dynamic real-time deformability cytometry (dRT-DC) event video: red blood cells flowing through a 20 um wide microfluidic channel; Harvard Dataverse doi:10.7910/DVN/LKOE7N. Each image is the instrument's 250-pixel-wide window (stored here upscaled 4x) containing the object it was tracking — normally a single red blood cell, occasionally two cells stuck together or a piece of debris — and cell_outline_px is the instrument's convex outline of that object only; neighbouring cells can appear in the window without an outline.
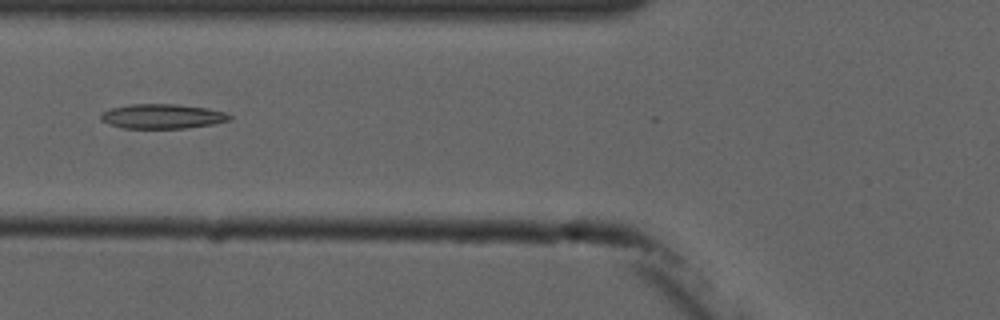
{"species": "common noctule bat (a hibernating species)", "species_latin": "Nyctalus noctula", "temperature_condition": "cold", "stored_images_in_passage": 5, "camera_frame_rate_fps": 3000, "um_per_image_px": 0.085, "animal": {"sex": "male", "forearm_length_mm": 52.5}, "frame": {"image": 1, "passage_image": 5, "time_ms": 5.0, "image_size_px": [1000, 320], "cell_outline_px": [[232, 120], [212, 124], [184, 128], [124, 128], [108, 124], [100, 120], [100, 112], [108, 108], [128, 104], [176, 104], [208, 108], [224, 112], [232, 116]], "centroid_in_image_um": [13.75, 9.88], "position_along_channel_um": 112.1, "area_um2": 18.67}}